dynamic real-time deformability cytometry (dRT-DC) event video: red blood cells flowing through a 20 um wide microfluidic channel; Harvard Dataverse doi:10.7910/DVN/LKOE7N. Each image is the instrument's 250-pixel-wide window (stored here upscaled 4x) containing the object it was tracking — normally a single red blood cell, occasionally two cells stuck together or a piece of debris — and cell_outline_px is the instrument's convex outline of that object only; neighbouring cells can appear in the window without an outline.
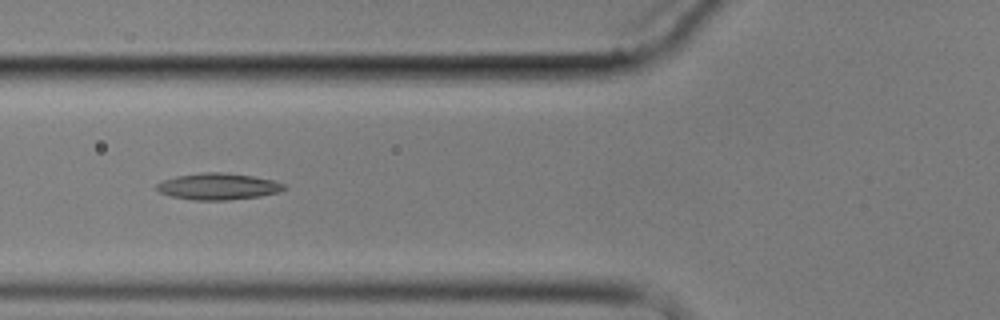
{"species": "common noctule bat (a hibernating species)", "species_latin": "Nyctalus noctula", "temperature_condition": "cold", "stored_images_in_passage": 6, "camera_frame_rate_fps": 3000, "um_per_image_px": 0.085, "animal": {"sex": "male", "body_mass_g": 17.9}, "frame": {"image": 1, "passage_image": 6, "time_ms": 6.0, "image_size_px": [1000, 320], "cell_outline_px": [[288, 188], [280, 192], [260, 196], [224, 200], [192, 200], [172, 196], [160, 192], [156, 188], [156, 184], [164, 180], [176, 176], [204, 172], [224, 172], [252, 176], [272, 180], [284, 184]], "centroid_in_image_um": [18.56, 15.84], "position_along_channel_um": 107.2, "area_um2": 19.59}}